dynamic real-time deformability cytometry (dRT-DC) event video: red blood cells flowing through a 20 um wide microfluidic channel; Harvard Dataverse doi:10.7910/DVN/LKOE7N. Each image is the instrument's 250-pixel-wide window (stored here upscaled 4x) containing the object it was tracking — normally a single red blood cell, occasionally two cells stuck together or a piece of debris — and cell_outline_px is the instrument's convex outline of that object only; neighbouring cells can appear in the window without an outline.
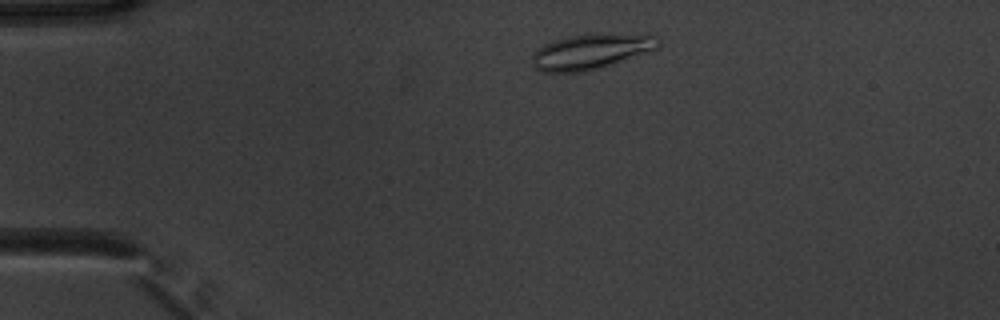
{"species": "common noctule bat (a hibernating species)", "species_latin": "Nyctalus noctula", "temperature_condition": "warm", "stored_images_in_passage": 47, "camera_frame_rate_fps": 3000, "um_per_image_px": 0.085, "animal": {"sex": "male", "body_mass_g": 20.1, "forearm_length_mm": 53.5}, "frame": {"image": 1, "passage_image": 5, "time_ms": 1.333, "image_size_px": [1000, 320], "cell_outline_px": [[660, 44], [652, 52], [596, 68], [580, 72], [540, 72], [532, 64], [532, 52], [544, 44], [556, 40], [572, 36], [648, 32], [660, 36]], "centroid_in_image_um": [50.33, 4.36], "position_along_channel_um": 34.7, "area_um2": 26.07}}
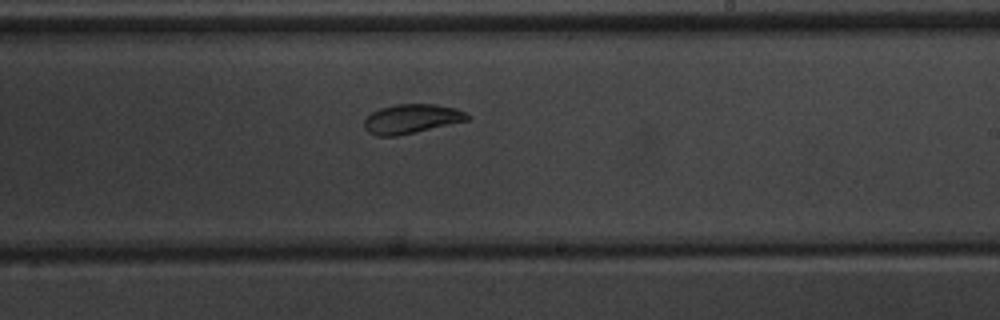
{"frame": {"image": 2, "passage_image": 26, "time_ms": 8.333, "image_size_px": [1000, 320], "cell_outline_px": [[472, 120], [416, 132], [396, 136], [376, 136], [368, 132], [364, 128], [364, 120], [372, 112], [380, 108], [396, 104], [436, 104], [456, 108], [472, 116]], "centroid_in_image_um": [35.02, 10.1], "position_along_channel_um": 254.0, "area_um2": 17.86}}
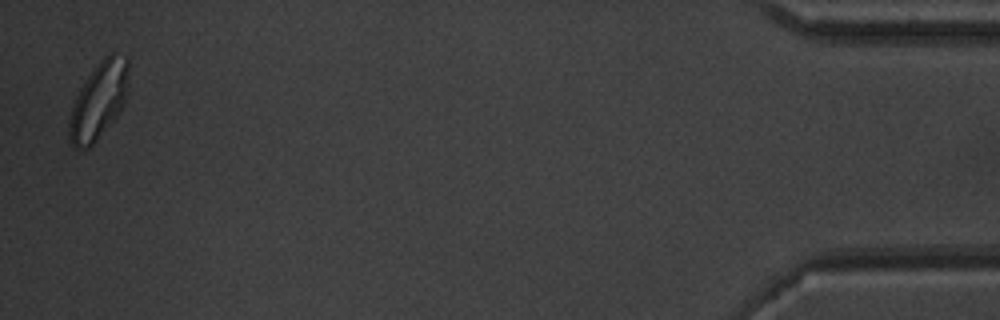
{"frame": {"image": 3, "passage_image": 46, "time_ms": 15.0, "image_size_px": [1000, 320], "cell_outline_px": [[128, 96], [124, 104], [116, 116], [96, 140], [88, 148], [72, 148], [68, 140], [68, 120], [76, 96], [80, 88], [88, 76], [100, 60], [108, 52], [112, 52], [128, 60]], "centroid_in_image_um": [8.38, 8.56], "position_along_channel_um": 426.8, "area_um2": 26.59}, "authors_computed_cell_mechanics": {"area_um2": 19.1318, "velocity_mm_per_s": 3.8273, "shape_relaxation_time_tau1_ms": 6.2971, "shape_relaxation_time_tau2_ms": 2.5739, "deformation_change_tau1": 0.1393, "deformation_change_tau2": 0.0709}}